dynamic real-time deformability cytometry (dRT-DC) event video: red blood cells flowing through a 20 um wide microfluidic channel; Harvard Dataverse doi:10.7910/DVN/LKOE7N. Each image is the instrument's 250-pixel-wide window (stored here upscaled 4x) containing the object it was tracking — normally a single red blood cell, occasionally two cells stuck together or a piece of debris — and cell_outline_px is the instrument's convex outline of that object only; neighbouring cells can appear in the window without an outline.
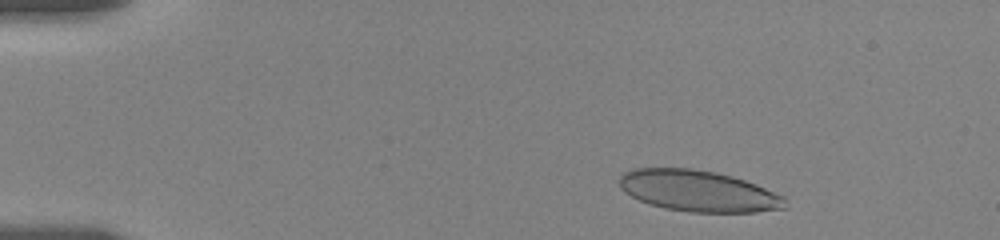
{"species": "human", "species_latin": "Homo sapiens", "temperature_condition": "room temperature", "stored_images_in_passage": 4, "camera_frame_rate_fps": 3000, "um_per_image_px": 0.085, "donor": {"sex": "female"}, "frame": {"image": 1, "passage_image": 1, "time_ms": 0.0, "image_size_px": [1000, 240], "cell_outline_px": [[788, 208], [756, 212], [688, 212], [664, 208], [648, 204], [624, 192], [620, 188], [620, 176], [624, 172], [632, 168], [692, 168], [716, 172], [732, 176], [756, 184], [784, 196], [788, 204]], "centroid_in_image_um": [59.37, 16.23], "position_along_channel_um": 25.6, "area_um2": 40.06}}
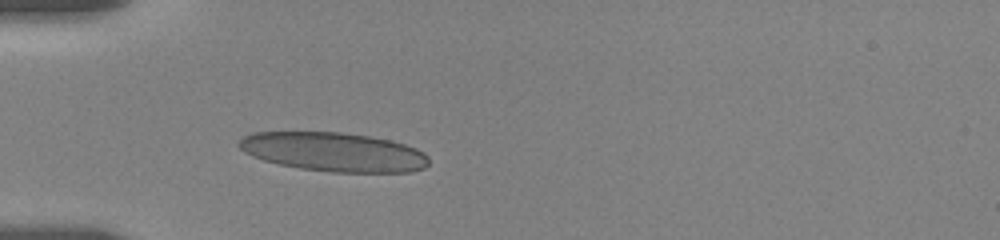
{"frame": {"image": 2, "passage_image": 4, "time_ms": 3.0, "image_size_px": [1000, 240], "cell_outline_px": [[428, 164], [424, 168], [412, 172], [332, 172], [300, 168], [280, 164], [264, 160], [252, 156], [244, 152], [236, 144], [244, 136], [252, 132], [340, 132], [368, 136], [392, 140], [416, 148], [424, 152], [428, 156]], "centroid_in_image_um": [28.37, 12.91], "position_along_channel_um": 56.6, "area_um2": 43.23}}